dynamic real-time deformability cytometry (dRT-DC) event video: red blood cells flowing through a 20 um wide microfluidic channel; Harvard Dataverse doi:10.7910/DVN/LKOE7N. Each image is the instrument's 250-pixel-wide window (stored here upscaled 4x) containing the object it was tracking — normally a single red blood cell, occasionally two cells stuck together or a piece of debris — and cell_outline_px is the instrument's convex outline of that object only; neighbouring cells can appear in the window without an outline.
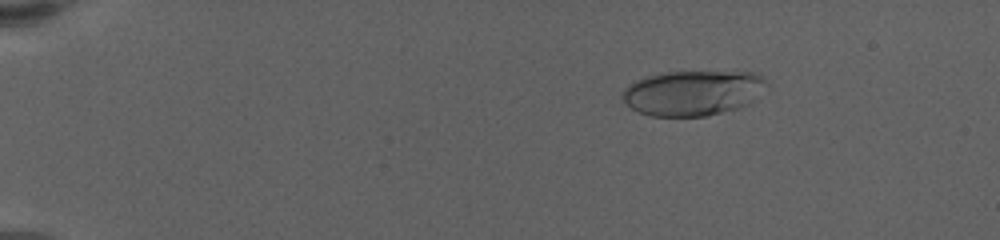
{"species": "human", "species_latin": "Homo sapiens", "temperature_condition": "warm", "stored_images_in_passage": 62, "camera_frame_rate_fps": 3000, "um_per_image_px": 0.085, "donor": {"sex": "female"}, "frame": {"image": 1, "passage_image": 11, "time_ms": 3.333, "image_size_px": [1000, 240], "cell_outline_px": [[768, 84], [752, 104], [740, 108], [704, 116], [648, 116], [636, 112], [620, 96], [624, 88], [636, 80], [644, 76], [668, 72], [752, 72], [768, 80]], "centroid_in_image_um": [58.91, 7.9], "position_along_channel_um": 26.1, "area_um2": 38.26}}
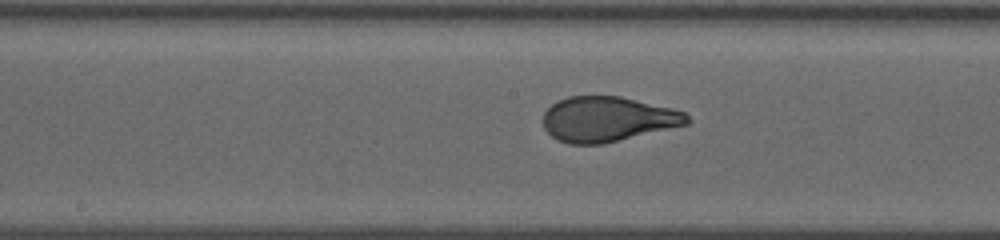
{"frame": {"image": 2, "passage_image": 35, "time_ms": 11.333, "image_size_px": [1000, 240], "cell_outline_px": [[692, 120], [688, 124], [604, 144], [568, 144], [552, 136], [544, 128], [544, 112], [552, 104], [568, 96], [620, 96], [672, 108], [684, 112]], "centroid_in_image_um": [51.66, 10.13], "position_along_channel_um": 196.5, "area_um2": 37.69}}
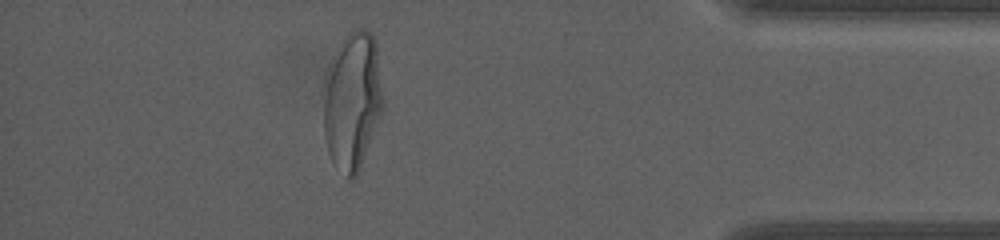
{"frame": {"image": 3, "passage_image": 56, "time_ms": 18.333, "image_size_px": [1000, 240], "cell_outline_px": [[384, 108], [360, 168], [356, 176], [348, 180], [332, 160], [328, 152], [324, 136], [324, 100], [328, 80], [332, 68], [344, 36], [348, 32], [360, 28], [364, 28], [372, 32], [376, 44], [384, 100]], "centroid_in_image_um": [30.01, 8.62], "position_along_channel_um": 405.2, "area_um2": 46.88}, "authors_computed_cell_mechanics": {"area_um2": 38.6393, "velocity_mm_per_s": 3.4581, "shape_relaxation_time_tau1_ms": 4.3075, "shape_relaxation_time_tau2_ms": null, "deformation_change_tau1": 0.2184, "deformation_change_tau2": null}}